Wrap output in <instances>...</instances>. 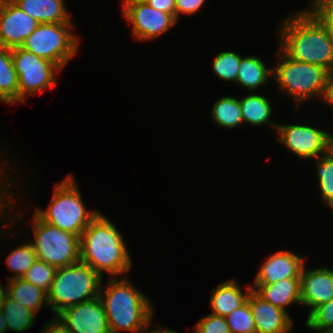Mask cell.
I'll return each mask as SVG.
<instances>
[{"label":"cell","mask_w":333,"mask_h":333,"mask_svg":"<svg viewBox=\"0 0 333 333\" xmlns=\"http://www.w3.org/2000/svg\"><path fill=\"white\" fill-rule=\"evenodd\" d=\"M4 294H5V288L0 283V307H1V304H2V298H3Z\"/></svg>","instance_id":"ab89813d"},{"label":"cell","mask_w":333,"mask_h":333,"mask_svg":"<svg viewBox=\"0 0 333 333\" xmlns=\"http://www.w3.org/2000/svg\"><path fill=\"white\" fill-rule=\"evenodd\" d=\"M300 289L301 306L311 308L309 315L315 308L333 299V269L325 266L308 269L304 264Z\"/></svg>","instance_id":"5bb4252c"},{"label":"cell","mask_w":333,"mask_h":333,"mask_svg":"<svg viewBox=\"0 0 333 333\" xmlns=\"http://www.w3.org/2000/svg\"><path fill=\"white\" fill-rule=\"evenodd\" d=\"M278 49L279 60L273 67V79L280 92L294 99L296 112L309 99L316 97L325 102L332 73L324 67L293 60Z\"/></svg>","instance_id":"277c9868"},{"label":"cell","mask_w":333,"mask_h":333,"mask_svg":"<svg viewBox=\"0 0 333 333\" xmlns=\"http://www.w3.org/2000/svg\"><path fill=\"white\" fill-rule=\"evenodd\" d=\"M193 330L194 333H230L226 318L212 313L202 317Z\"/></svg>","instance_id":"1f68e13d"},{"label":"cell","mask_w":333,"mask_h":333,"mask_svg":"<svg viewBox=\"0 0 333 333\" xmlns=\"http://www.w3.org/2000/svg\"><path fill=\"white\" fill-rule=\"evenodd\" d=\"M55 318L70 333H110L104 305L99 296L64 309Z\"/></svg>","instance_id":"7c38bea8"},{"label":"cell","mask_w":333,"mask_h":333,"mask_svg":"<svg viewBox=\"0 0 333 333\" xmlns=\"http://www.w3.org/2000/svg\"><path fill=\"white\" fill-rule=\"evenodd\" d=\"M32 219L34 239L31 244L37 259L56 268L80 261V237L61 230L41 220L36 214Z\"/></svg>","instance_id":"ba28073f"},{"label":"cell","mask_w":333,"mask_h":333,"mask_svg":"<svg viewBox=\"0 0 333 333\" xmlns=\"http://www.w3.org/2000/svg\"><path fill=\"white\" fill-rule=\"evenodd\" d=\"M151 7L175 16V0H147Z\"/></svg>","instance_id":"836d02e7"},{"label":"cell","mask_w":333,"mask_h":333,"mask_svg":"<svg viewBox=\"0 0 333 333\" xmlns=\"http://www.w3.org/2000/svg\"><path fill=\"white\" fill-rule=\"evenodd\" d=\"M78 185L72 174L67 175L55 184L47 209L36 208L35 214L52 226L80 237L100 211L86 209Z\"/></svg>","instance_id":"5b68a950"},{"label":"cell","mask_w":333,"mask_h":333,"mask_svg":"<svg viewBox=\"0 0 333 333\" xmlns=\"http://www.w3.org/2000/svg\"><path fill=\"white\" fill-rule=\"evenodd\" d=\"M242 56L233 51H222L216 54L212 64L213 71L217 75L216 77L227 82L236 83Z\"/></svg>","instance_id":"83f0119b"},{"label":"cell","mask_w":333,"mask_h":333,"mask_svg":"<svg viewBox=\"0 0 333 333\" xmlns=\"http://www.w3.org/2000/svg\"><path fill=\"white\" fill-rule=\"evenodd\" d=\"M103 277L86 263L57 268L48 292V303L56 317L68 307L99 296Z\"/></svg>","instance_id":"8992f818"},{"label":"cell","mask_w":333,"mask_h":333,"mask_svg":"<svg viewBox=\"0 0 333 333\" xmlns=\"http://www.w3.org/2000/svg\"><path fill=\"white\" fill-rule=\"evenodd\" d=\"M38 24L12 0H0V46L7 49L21 47Z\"/></svg>","instance_id":"4fadbf2b"},{"label":"cell","mask_w":333,"mask_h":333,"mask_svg":"<svg viewBox=\"0 0 333 333\" xmlns=\"http://www.w3.org/2000/svg\"><path fill=\"white\" fill-rule=\"evenodd\" d=\"M251 286L245 287V293L235 279L219 283L211 292L210 308L212 314L226 317L233 310L239 308L247 301Z\"/></svg>","instance_id":"ac0fdd59"},{"label":"cell","mask_w":333,"mask_h":333,"mask_svg":"<svg viewBox=\"0 0 333 333\" xmlns=\"http://www.w3.org/2000/svg\"><path fill=\"white\" fill-rule=\"evenodd\" d=\"M6 323L7 321L5 320V317L0 310V333L8 332Z\"/></svg>","instance_id":"74e56055"},{"label":"cell","mask_w":333,"mask_h":333,"mask_svg":"<svg viewBox=\"0 0 333 333\" xmlns=\"http://www.w3.org/2000/svg\"><path fill=\"white\" fill-rule=\"evenodd\" d=\"M39 23L72 22L65 0H12Z\"/></svg>","instance_id":"d6986e66"},{"label":"cell","mask_w":333,"mask_h":333,"mask_svg":"<svg viewBox=\"0 0 333 333\" xmlns=\"http://www.w3.org/2000/svg\"><path fill=\"white\" fill-rule=\"evenodd\" d=\"M314 161L321 200L328 206L333 202V158L326 153Z\"/></svg>","instance_id":"4316f807"},{"label":"cell","mask_w":333,"mask_h":333,"mask_svg":"<svg viewBox=\"0 0 333 333\" xmlns=\"http://www.w3.org/2000/svg\"><path fill=\"white\" fill-rule=\"evenodd\" d=\"M325 104H327L328 106H331V108L333 109V74H331L330 85H329L328 94H327V97L325 100Z\"/></svg>","instance_id":"d590c367"},{"label":"cell","mask_w":333,"mask_h":333,"mask_svg":"<svg viewBox=\"0 0 333 333\" xmlns=\"http://www.w3.org/2000/svg\"><path fill=\"white\" fill-rule=\"evenodd\" d=\"M273 78V68L266 65L260 57L242 56L240 59L236 83L253 92L267 84Z\"/></svg>","instance_id":"ffe728a7"},{"label":"cell","mask_w":333,"mask_h":333,"mask_svg":"<svg viewBox=\"0 0 333 333\" xmlns=\"http://www.w3.org/2000/svg\"><path fill=\"white\" fill-rule=\"evenodd\" d=\"M239 100L244 123L256 127L266 124L276 131L278 124L270 120L271 115L273 114V106L270 99H267V97L259 93H251Z\"/></svg>","instance_id":"7402d4cb"},{"label":"cell","mask_w":333,"mask_h":333,"mask_svg":"<svg viewBox=\"0 0 333 333\" xmlns=\"http://www.w3.org/2000/svg\"><path fill=\"white\" fill-rule=\"evenodd\" d=\"M5 293L35 314H38L42 306L49 307L48 293L23 278L8 280Z\"/></svg>","instance_id":"44dd1931"},{"label":"cell","mask_w":333,"mask_h":333,"mask_svg":"<svg viewBox=\"0 0 333 333\" xmlns=\"http://www.w3.org/2000/svg\"><path fill=\"white\" fill-rule=\"evenodd\" d=\"M211 117L219 127L234 129L243 125L240 100L231 96H222L214 102Z\"/></svg>","instance_id":"d4e9b609"},{"label":"cell","mask_w":333,"mask_h":333,"mask_svg":"<svg viewBox=\"0 0 333 333\" xmlns=\"http://www.w3.org/2000/svg\"><path fill=\"white\" fill-rule=\"evenodd\" d=\"M5 320L7 321V330L22 333L34 327L35 313L16 300L10 298L6 293L2 298L0 307Z\"/></svg>","instance_id":"cb8c5ba5"},{"label":"cell","mask_w":333,"mask_h":333,"mask_svg":"<svg viewBox=\"0 0 333 333\" xmlns=\"http://www.w3.org/2000/svg\"><path fill=\"white\" fill-rule=\"evenodd\" d=\"M251 287L264 300L287 313V306L301 305L300 278H285L271 284H253Z\"/></svg>","instance_id":"e0dca14e"},{"label":"cell","mask_w":333,"mask_h":333,"mask_svg":"<svg viewBox=\"0 0 333 333\" xmlns=\"http://www.w3.org/2000/svg\"><path fill=\"white\" fill-rule=\"evenodd\" d=\"M328 206L333 211V202H331Z\"/></svg>","instance_id":"60d3db41"},{"label":"cell","mask_w":333,"mask_h":333,"mask_svg":"<svg viewBox=\"0 0 333 333\" xmlns=\"http://www.w3.org/2000/svg\"><path fill=\"white\" fill-rule=\"evenodd\" d=\"M74 25V22L39 23L21 48L64 69L79 50L80 37L71 31Z\"/></svg>","instance_id":"52a82bcc"},{"label":"cell","mask_w":333,"mask_h":333,"mask_svg":"<svg viewBox=\"0 0 333 333\" xmlns=\"http://www.w3.org/2000/svg\"><path fill=\"white\" fill-rule=\"evenodd\" d=\"M6 263L14 275L9 276L11 279L22 278L28 269L33 265L37 259L34 247L30 241H26L15 247L6 257Z\"/></svg>","instance_id":"484cf974"},{"label":"cell","mask_w":333,"mask_h":333,"mask_svg":"<svg viewBox=\"0 0 333 333\" xmlns=\"http://www.w3.org/2000/svg\"><path fill=\"white\" fill-rule=\"evenodd\" d=\"M56 271V267L36 259L22 278L48 293L55 278Z\"/></svg>","instance_id":"f1b7e54d"},{"label":"cell","mask_w":333,"mask_h":333,"mask_svg":"<svg viewBox=\"0 0 333 333\" xmlns=\"http://www.w3.org/2000/svg\"><path fill=\"white\" fill-rule=\"evenodd\" d=\"M327 154L333 158V133L328 135Z\"/></svg>","instance_id":"f35d334b"},{"label":"cell","mask_w":333,"mask_h":333,"mask_svg":"<svg viewBox=\"0 0 333 333\" xmlns=\"http://www.w3.org/2000/svg\"><path fill=\"white\" fill-rule=\"evenodd\" d=\"M11 56L18 74V103L57 85L56 74L62 71L58 65L21 47L11 49Z\"/></svg>","instance_id":"9c48e42d"},{"label":"cell","mask_w":333,"mask_h":333,"mask_svg":"<svg viewBox=\"0 0 333 333\" xmlns=\"http://www.w3.org/2000/svg\"><path fill=\"white\" fill-rule=\"evenodd\" d=\"M304 257L289 250L270 254L261 264L253 284H271L285 278H300Z\"/></svg>","instance_id":"2e32d148"},{"label":"cell","mask_w":333,"mask_h":333,"mask_svg":"<svg viewBox=\"0 0 333 333\" xmlns=\"http://www.w3.org/2000/svg\"><path fill=\"white\" fill-rule=\"evenodd\" d=\"M247 301L255 322L256 333H294L293 320L286 311L273 306L251 289Z\"/></svg>","instance_id":"9a60e30c"},{"label":"cell","mask_w":333,"mask_h":333,"mask_svg":"<svg viewBox=\"0 0 333 333\" xmlns=\"http://www.w3.org/2000/svg\"><path fill=\"white\" fill-rule=\"evenodd\" d=\"M122 16L132 26L131 34L138 41L159 38L177 24L174 15L151 7L146 1L122 0Z\"/></svg>","instance_id":"30bf717a"},{"label":"cell","mask_w":333,"mask_h":333,"mask_svg":"<svg viewBox=\"0 0 333 333\" xmlns=\"http://www.w3.org/2000/svg\"><path fill=\"white\" fill-rule=\"evenodd\" d=\"M102 281L99 297L104 305L110 333H141L151 327L155 308L137 286L126 276Z\"/></svg>","instance_id":"3957f363"},{"label":"cell","mask_w":333,"mask_h":333,"mask_svg":"<svg viewBox=\"0 0 333 333\" xmlns=\"http://www.w3.org/2000/svg\"><path fill=\"white\" fill-rule=\"evenodd\" d=\"M120 230L103 213L80 235V261L86 263L102 277H123L130 272L132 259Z\"/></svg>","instance_id":"7a4b0ae2"},{"label":"cell","mask_w":333,"mask_h":333,"mask_svg":"<svg viewBox=\"0 0 333 333\" xmlns=\"http://www.w3.org/2000/svg\"><path fill=\"white\" fill-rule=\"evenodd\" d=\"M0 102L18 103V74L15 71L11 49L0 46Z\"/></svg>","instance_id":"603a6c76"},{"label":"cell","mask_w":333,"mask_h":333,"mask_svg":"<svg viewBox=\"0 0 333 333\" xmlns=\"http://www.w3.org/2000/svg\"><path fill=\"white\" fill-rule=\"evenodd\" d=\"M276 133L277 141L301 159L315 160L327 153L329 132L326 129L310 124H278Z\"/></svg>","instance_id":"8fae6325"},{"label":"cell","mask_w":333,"mask_h":333,"mask_svg":"<svg viewBox=\"0 0 333 333\" xmlns=\"http://www.w3.org/2000/svg\"><path fill=\"white\" fill-rule=\"evenodd\" d=\"M206 0H175V18L179 21L182 15H193L197 13Z\"/></svg>","instance_id":"d6a6232c"},{"label":"cell","mask_w":333,"mask_h":333,"mask_svg":"<svg viewBox=\"0 0 333 333\" xmlns=\"http://www.w3.org/2000/svg\"><path fill=\"white\" fill-rule=\"evenodd\" d=\"M309 5L282 19L279 48L293 60L333 74V0H311Z\"/></svg>","instance_id":"6da1fadb"},{"label":"cell","mask_w":333,"mask_h":333,"mask_svg":"<svg viewBox=\"0 0 333 333\" xmlns=\"http://www.w3.org/2000/svg\"><path fill=\"white\" fill-rule=\"evenodd\" d=\"M305 326L308 329L329 333L333 330V299L315 308L307 315Z\"/></svg>","instance_id":"f546056e"},{"label":"cell","mask_w":333,"mask_h":333,"mask_svg":"<svg viewBox=\"0 0 333 333\" xmlns=\"http://www.w3.org/2000/svg\"><path fill=\"white\" fill-rule=\"evenodd\" d=\"M42 327L41 333H70L55 317H52Z\"/></svg>","instance_id":"e575fe53"},{"label":"cell","mask_w":333,"mask_h":333,"mask_svg":"<svg viewBox=\"0 0 333 333\" xmlns=\"http://www.w3.org/2000/svg\"><path fill=\"white\" fill-rule=\"evenodd\" d=\"M225 318L230 333H256L255 322L248 301L233 310Z\"/></svg>","instance_id":"4dcf8cb0"},{"label":"cell","mask_w":333,"mask_h":333,"mask_svg":"<svg viewBox=\"0 0 333 333\" xmlns=\"http://www.w3.org/2000/svg\"><path fill=\"white\" fill-rule=\"evenodd\" d=\"M150 329L147 328L146 330L142 331L141 333H179L176 331H173L172 329H167V328H163L161 325H157V327L151 331L148 332V330Z\"/></svg>","instance_id":"8d00e7d4"}]
</instances>
